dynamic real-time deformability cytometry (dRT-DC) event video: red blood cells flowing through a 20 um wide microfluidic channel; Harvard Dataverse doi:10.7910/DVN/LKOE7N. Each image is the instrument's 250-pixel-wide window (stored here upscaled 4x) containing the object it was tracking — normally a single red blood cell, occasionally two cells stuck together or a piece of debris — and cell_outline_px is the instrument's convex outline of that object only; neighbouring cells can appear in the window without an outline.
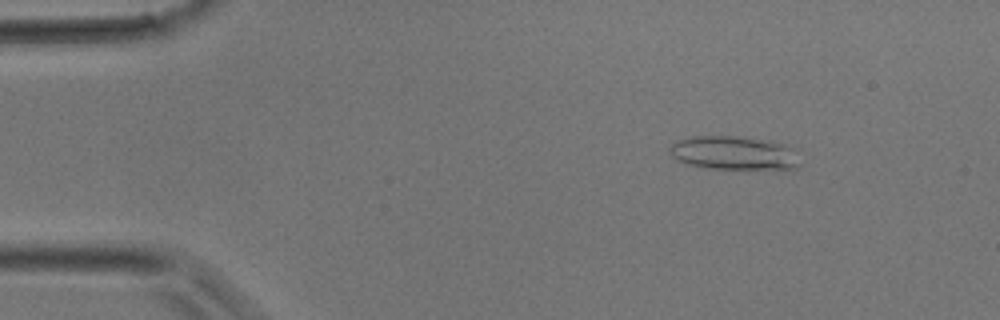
{"species": "common noctule bat (a hibernating species)", "species_latin": "Nyctalus noctula", "temperature_condition": "room temperature", "stored_images_in_passage": 35, "camera_frame_rate_fps": 3000, "um_per_image_px": 0.085, "animal": {"sex": "male", "body_mass_g": 17.9}, "frame": {"image": 1, "passage_image": 5, "time_ms": 1.333, "image_size_px": [1000, 320], "cell_outline_px": [[800, 164], [796, 168], [708, 168], [688, 164], [676, 160], [672, 156], [672, 144], [676, 140], [692, 136], [736, 136], [772, 140], [784, 144], [792, 148]], "centroid_in_image_um": [62.37, 12.98], "position_along_channel_um": 22.6, "area_um2": 25.26}}
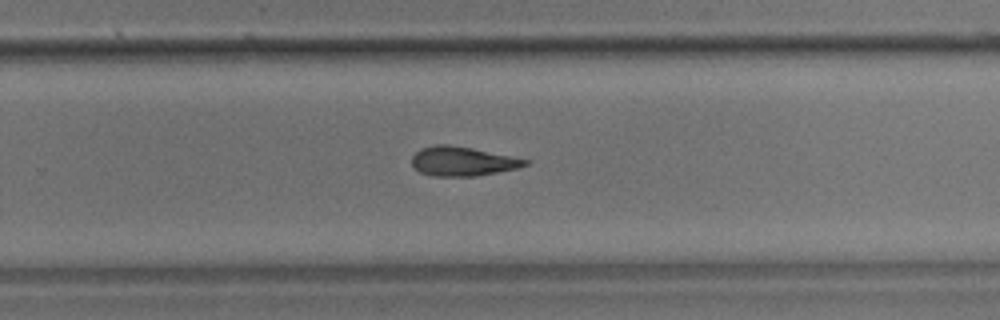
{"frame": {"image": 2, "passage_image": 23, "time_ms": 7.333, "image_size_px": [1000, 320], "cell_outline_px": [[528, 164], [516, 168], [476, 176], [432, 176], [420, 172], [412, 168], [412, 156], [420, 148], [436, 144], [448, 144], [472, 148], [512, 156], [528, 160]], "centroid_in_image_um": [39.25, 13.7], "position_along_channel_um": 290.5, "area_um2": 19.31}}
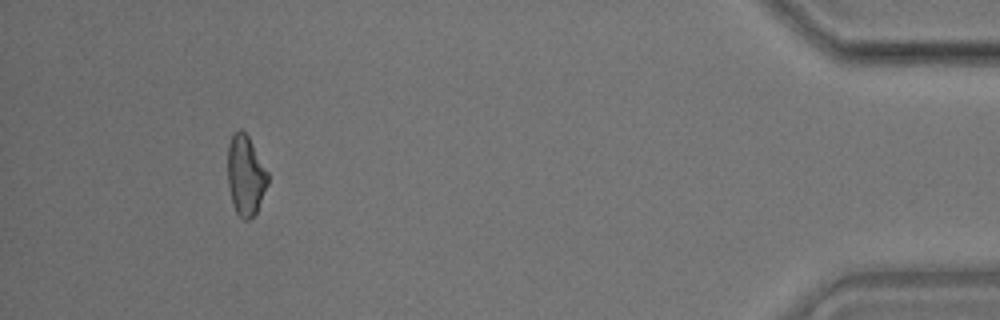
{"frame": {"image": 3, "passage_image": 33, "time_ms": 10.667, "image_size_px": [1000, 320], "cell_outline_px": [[268, 184], [256, 212], [248, 220], [244, 220], [236, 212], [232, 200], [228, 184], [228, 144], [232, 136], [240, 128], [248, 136], [268, 172]], "centroid_in_image_um": [20.88, 14.9], "position_along_channel_um": 414.3, "area_um2": 18.44}}